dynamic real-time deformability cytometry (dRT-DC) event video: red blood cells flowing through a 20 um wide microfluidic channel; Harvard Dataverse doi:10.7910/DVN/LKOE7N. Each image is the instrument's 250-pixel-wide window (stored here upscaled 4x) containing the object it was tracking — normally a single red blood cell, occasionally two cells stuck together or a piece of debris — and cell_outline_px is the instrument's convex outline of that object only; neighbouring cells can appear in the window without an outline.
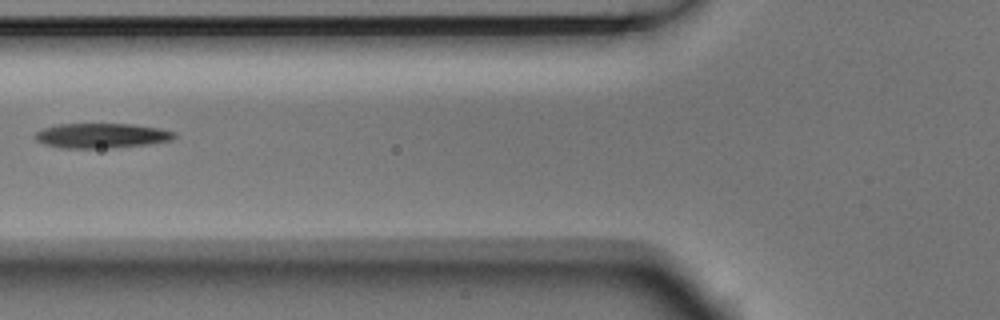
{"species": "Egyptian fruit bat (a non-hibernating species)", "species_latin": "Rousettus aegyptiacus", "temperature_condition": "room temperature", "stored_images_in_passage": 4, "camera_frame_rate_fps": 3000, "um_per_image_px": 0.085, "animal": {"sex": "male"}, "frame": {"image": 1, "passage_image": 4, "time_ms": 1.0, "image_size_px": [1000, 320], "cell_outline_px": [[176, 136], [172, 140], [148, 144], [108, 148], [60, 148], [44, 144], [36, 140], [32, 136], [36, 132], [44, 128], [56, 124], [132, 124], [160, 128], [176, 132]], "centroid_in_image_um": [8.61, 11.53], "position_along_channel_um": 117.2, "area_um2": 20.29}}